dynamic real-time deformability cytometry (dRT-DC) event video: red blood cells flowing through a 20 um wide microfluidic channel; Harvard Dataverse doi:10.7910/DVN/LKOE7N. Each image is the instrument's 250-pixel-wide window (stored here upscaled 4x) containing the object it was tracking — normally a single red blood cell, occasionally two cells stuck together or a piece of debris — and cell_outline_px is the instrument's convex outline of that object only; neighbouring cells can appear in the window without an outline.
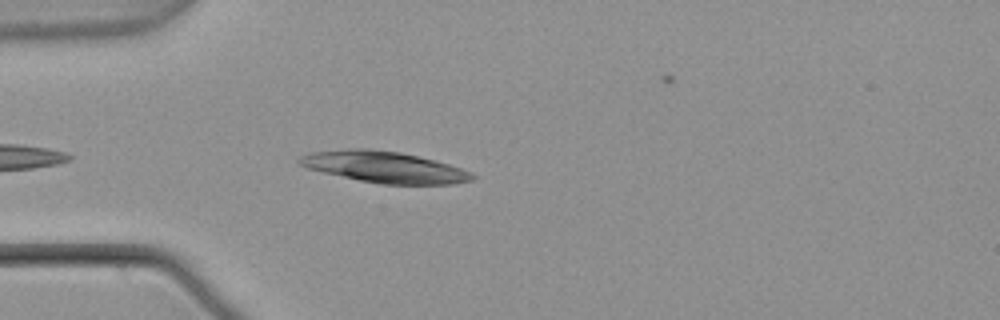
{"species": "common noctule bat (a hibernating species)", "species_latin": "Nyctalus noctula", "temperature_condition": "warm", "stored_images_in_passage": 21, "camera_frame_rate_fps": 3000, "um_per_image_px": 0.085, "animal": {"sex": "male", "body_mass_g": 21.5, "forearm_length_mm": 52.0}, "frame": {"image": 1, "passage_image": 4, "time_ms": 1.0, "image_size_px": [1000, 320], "cell_outline_px": [[476, 176], [472, 180], [452, 184], [384, 184], [360, 180], [324, 172], [308, 168], [300, 164], [296, 160], [300, 156], [308, 152], [348, 148], [368, 148], [400, 152], [448, 164], [472, 172]], "centroid_in_image_um": [32.64, 14.18], "position_along_channel_um": 52.4, "area_um2": 31.27}}
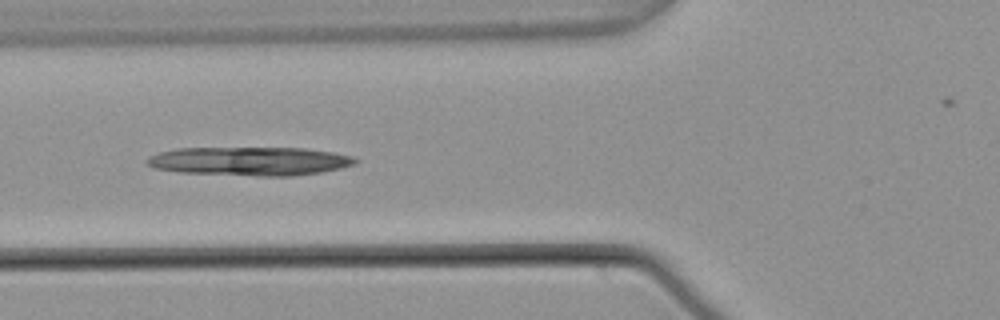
{"frame": {"image": 2, "passage_image": 9, "time_ms": 2.667, "image_size_px": [1000, 320], "cell_outline_px": [[360, 160], [356, 164], [324, 172], [292, 176], [256, 176], [180, 172], [156, 168], [148, 164], [144, 160], [148, 156], [160, 152], [176, 148], [304, 148], [332, 152], [352, 156]], "centroid_in_image_um": [21.26, 13.7], "position_along_channel_um": 104.5, "area_um2": 34.97}}
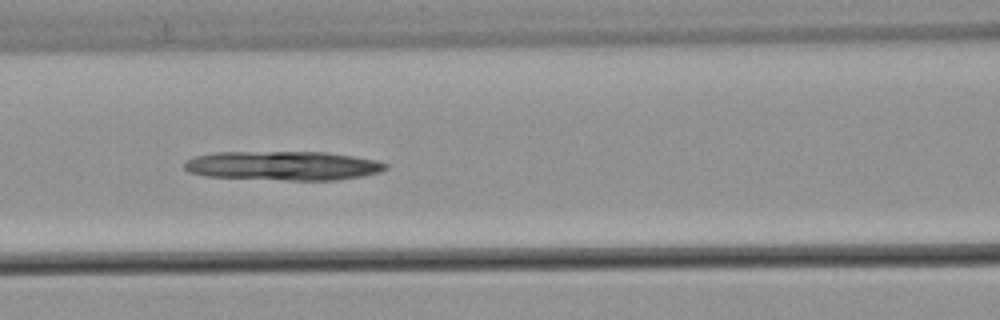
{"frame": {"image": 3, "passage_image": 12, "time_ms": 3.667, "image_size_px": [1000, 320], "cell_outline_px": [[388, 168], [380, 172], [364, 176], [336, 180], [288, 180], [204, 176], [188, 172], [184, 168], [184, 164], [188, 160], [196, 156], [216, 152], [324, 152], [352, 156], [376, 160], [388, 164]], "centroid_in_image_um": [24.08, 14.09], "position_along_channel_um": 142.5, "area_um2": 34.16}}